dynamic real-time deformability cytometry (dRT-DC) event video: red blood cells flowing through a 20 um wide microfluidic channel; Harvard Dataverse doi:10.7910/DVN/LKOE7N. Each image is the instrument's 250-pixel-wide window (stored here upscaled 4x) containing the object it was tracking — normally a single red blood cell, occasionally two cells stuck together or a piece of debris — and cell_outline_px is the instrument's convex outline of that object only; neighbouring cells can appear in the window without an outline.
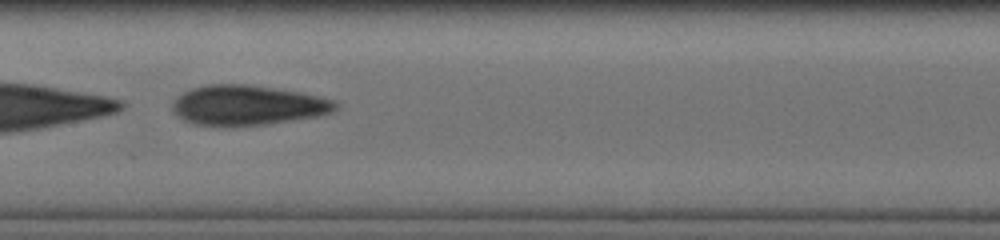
{"species": "human", "species_latin": "Homo sapiens", "temperature_condition": "cold", "stored_images_in_passage": 51, "segment_of_instrument_passage": [2, 2], "camera_frame_rate_fps": 3000, "um_per_image_px": 0.085, "donor": {"sex": "male"}, "frame": {"image": 1, "passage_image": 27, "time_ms": 8.667, "image_size_px": [1000, 240], "cell_outline_px": [[336, 108], [332, 112], [316, 116], [268, 124], [196, 124], [184, 120], [172, 108], [172, 100], [176, 96], [192, 88], [208, 84], [248, 84], [300, 92], [332, 100], [336, 104]], "centroid_in_image_um": [21.02, 8.91], "position_along_channel_um": 186.4, "area_um2": 37.05}}
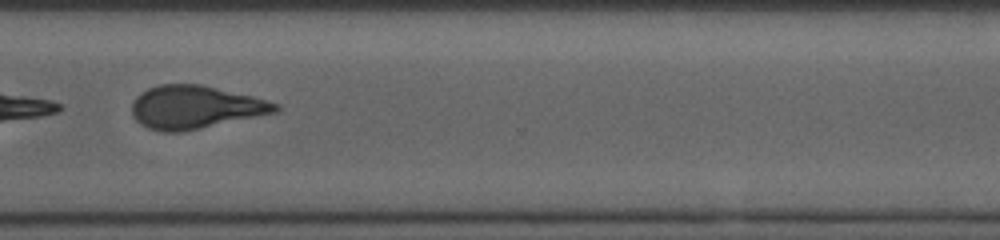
{"frame": {"image": 2, "passage_image": 40, "time_ms": 13.0, "image_size_px": [1000, 240], "cell_outline_px": [[280, 108], [276, 112], [184, 132], [164, 132], [148, 128], [140, 124], [136, 120], [132, 112], [132, 104], [136, 96], [148, 88], [160, 84], [200, 84], [252, 96], [280, 104]], "centroid_in_image_um": [16.57, 9.11], "position_along_channel_um": 354.0, "area_um2": 35.89}}